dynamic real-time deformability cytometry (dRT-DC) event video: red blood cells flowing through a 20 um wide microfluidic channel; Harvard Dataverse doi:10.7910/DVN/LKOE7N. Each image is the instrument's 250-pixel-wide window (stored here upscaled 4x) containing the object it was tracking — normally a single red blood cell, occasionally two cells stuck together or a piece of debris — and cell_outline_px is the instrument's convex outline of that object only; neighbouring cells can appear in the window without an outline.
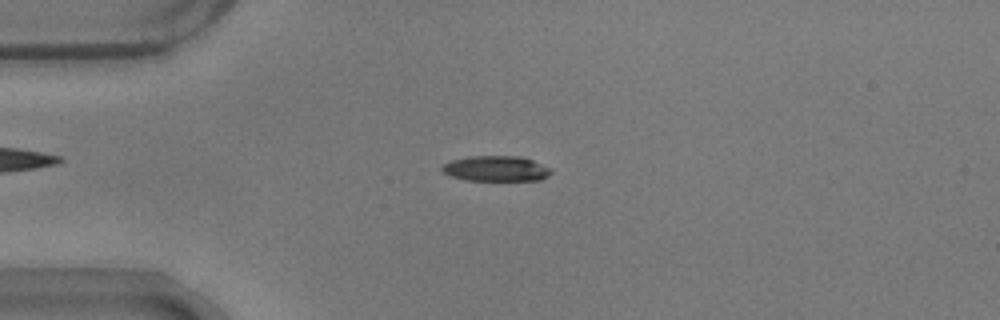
{"species": "common noctule bat (a hibernating species)", "species_latin": "Nyctalus noctula", "temperature_condition": "warm", "stored_images_in_passage": 37, "camera_frame_rate_fps": 3000, "um_per_image_px": 0.085, "animal": {"sex": "male", "body_mass_g": 17.9}, "frame": {"image": 1, "passage_image": 3, "time_ms": 0.667, "image_size_px": [1000, 320], "cell_outline_px": [[552, 172], [548, 176], [540, 180], [464, 180], [448, 176], [440, 168], [444, 164], [452, 160], [472, 156], [520, 156], [532, 160], [552, 168]], "centroid_in_image_um": [42.17, 14.33], "position_along_channel_um": 42.8, "area_um2": 16.18}}
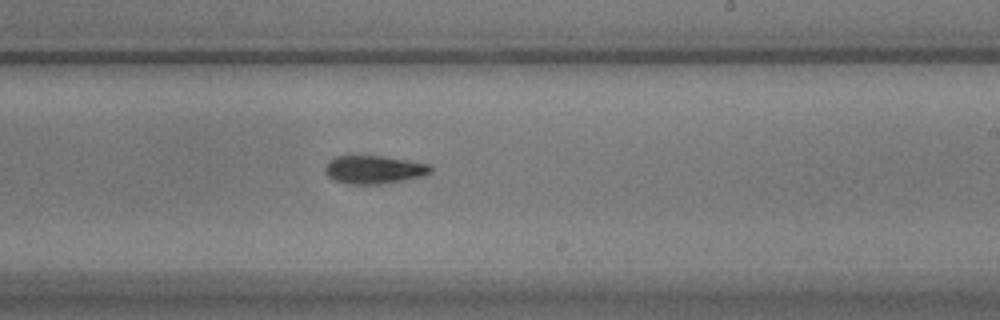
{"frame": {"image": 2, "passage_image": 22, "time_ms": 7.0, "image_size_px": [1000, 320], "cell_outline_px": [[432, 172], [424, 176], [376, 184], [352, 184], [336, 180], [328, 176], [324, 172], [324, 168], [328, 160], [336, 156], [384, 156], [408, 160], [428, 164], [432, 168]], "centroid_in_image_um": [31.77, 14.4], "position_along_channel_um": 257.2, "area_um2": 17.17}}
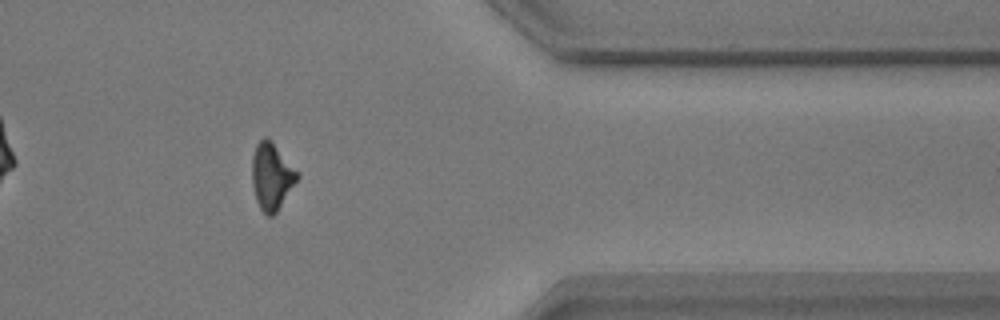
{"frame": {"image": 3, "passage_image": 34, "time_ms": 11.0, "image_size_px": [1000, 320], "cell_outline_px": [[300, 176], [276, 212], [272, 216], [268, 216], [260, 208], [256, 200], [252, 184], [252, 156], [256, 144], [264, 136], [268, 136], [272, 140]], "centroid_in_image_um": [23.06, 14.96], "position_along_channel_um": 388.3, "area_um2": 17.46}, "authors_computed_cell_mechanics": {"area_um2": 17.1666, "velocity_mm_per_s": 3.7415, "shape_relaxation_time_tau1_ms": 3.4513, "shape_relaxation_time_tau2_ms": null, "deformation_change_tau1": 0.1701, "deformation_change_tau2": null}}